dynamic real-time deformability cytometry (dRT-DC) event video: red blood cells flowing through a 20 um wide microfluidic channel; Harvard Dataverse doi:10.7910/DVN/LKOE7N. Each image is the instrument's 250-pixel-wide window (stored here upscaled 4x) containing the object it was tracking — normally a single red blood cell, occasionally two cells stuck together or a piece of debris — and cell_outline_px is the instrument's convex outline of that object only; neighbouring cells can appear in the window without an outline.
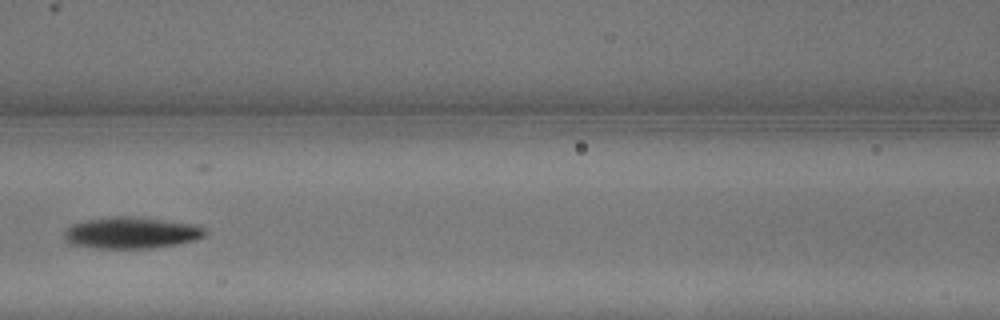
{"species": "common noctule bat (a hibernating species)", "species_latin": "Nyctalus noctula", "temperature_condition": "warm", "stored_images_in_passage": 14, "camera_frame_rate_fps": 3000, "um_per_image_px": 0.085, "animal": {"sex": "male", "body_mass_g": 13.3}, "frame": {"image": 1, "passage_image": 9, "time_ms": 2.667, "image_size_px": [1000, 320], "cell_outline_px": [[208, 232], [204, 236], [196, 240], [176, 244], [148, 248], [92, 248], [72, 244], [64, 240], [64, 232], [72, 224], [84, 220], [112, 216], [140, 216], [168, 220], [192, 224], [204, 228]], "centroid_in_image_um": [11.15, 19.77], "position_along_channel_um": 155.4, "area_um2": 26.07}}
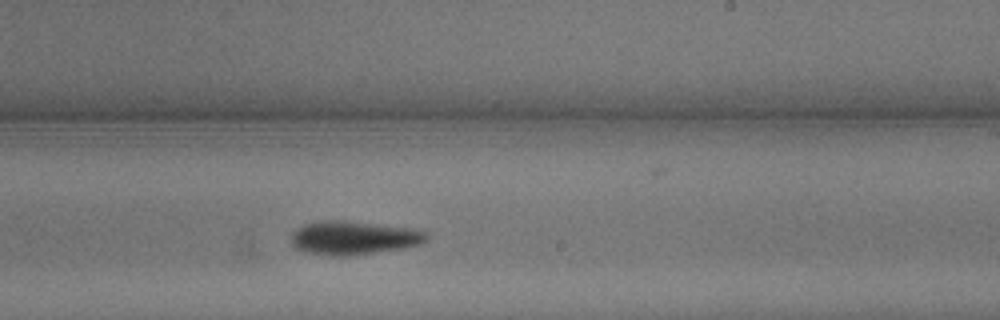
{"frame": {"image": 2, "passage_image": 13, "time_ms": 4.0, "image_size_px": [1000, 320], "cell_outline_px": [[428, 240], [424, 244], [404, 248], [344, 256], [332, 256], [312, 252], [296, 248], [292, 244], [292, 232], [296, 228], [304, 224], [320, 220], [344, 220], [412, 228], [428, 232]], "centroid_in_image_um": [30.11, 20.2], "position_along_channel_um": 258.9, "area_um2": 26.53}}